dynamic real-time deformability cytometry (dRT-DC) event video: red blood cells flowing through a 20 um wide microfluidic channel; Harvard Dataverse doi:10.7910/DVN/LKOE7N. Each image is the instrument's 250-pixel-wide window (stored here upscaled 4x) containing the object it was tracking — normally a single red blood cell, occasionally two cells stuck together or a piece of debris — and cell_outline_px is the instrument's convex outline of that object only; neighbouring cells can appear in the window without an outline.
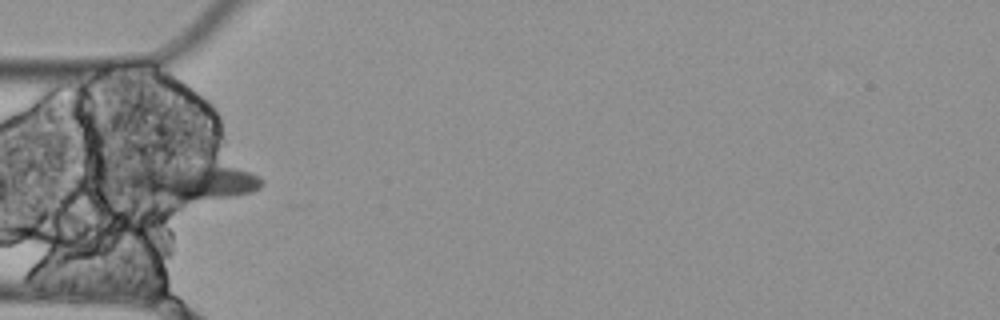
{"species": "Egyptian fruit bat (a non-hibernating species)", "species_latin": "Rousettus aegyptiacus", "temperature_condition": "cold", "stored_images_in_passage": 13, "camera_frame_rate_fps": 3000, "um_per_image_px": 0.085, "animal": {"sex": "female"}, "frame": {"image": 1, "passage_image": 3, "time_ms": 0.667, "image_size_px": [1000, 320], "cell_outline_px": [[264, 184], [260, 188], [252, 192], [236, 196], [180, 204], [128, 188], [128, 176], [140, 168], [200, 164], [236, 168], [260, 176], [264, 180]], "centroid_in_image_um": [16.47, 15.51], "position_along_channel_um": 68.5, "area_um2": 28.32}}
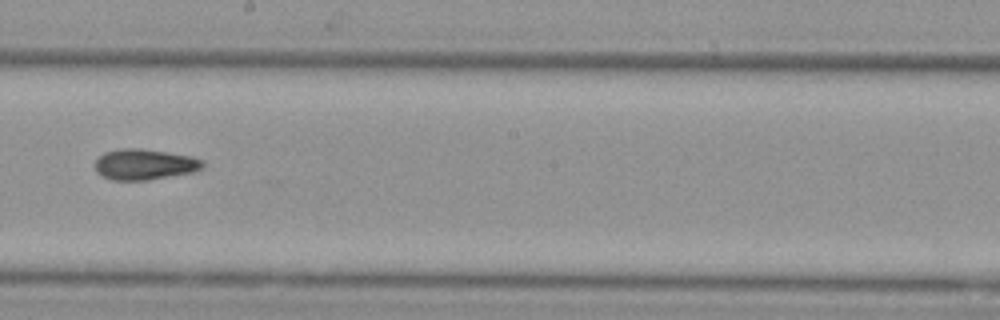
{"frame": {"image": 2, "passage_image": 7, "time_ms": 2.0, "image_size_px": [1000, 320], "cell_outline_px": [[204, 164], [196, 172], [148, 180], [112, 180], [96, 172], [96, 160], [104, 152], [120, 148], [140, 148], [192, 156], [204, 160]], "centroid_in_image_um": [12.31, 13.97], "position_along_channel_um": 235.9, "area_um2": 19.36}}
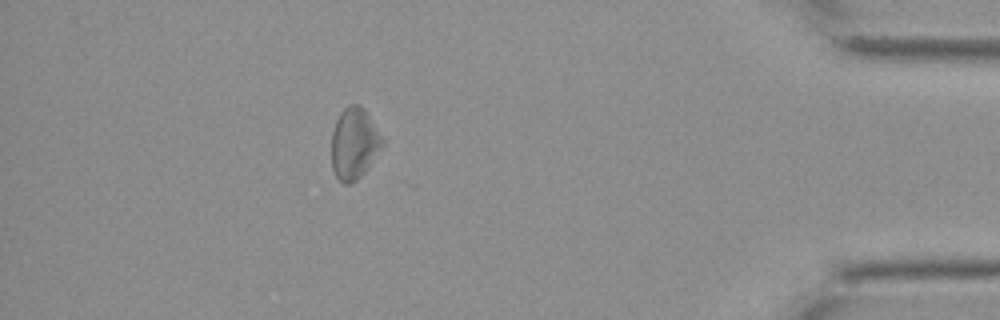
{"frame": {"image": 3, "passage_image": 12, "time_ms": 3.667, "image_size_px": [1000, 320], "cell_outline_px": [[384, 144], [368, 168], [352, 184], [344, 184], [336, 176], [332, 168], [332, 132], [336, 120], [340, 112], [348, 104], [360, 104], [364, 108], [384, 140]], "centroid_in_image_um": [30.1, 12.19], "position_along_channel_um": 405.1, "area_um2": 21.15}}